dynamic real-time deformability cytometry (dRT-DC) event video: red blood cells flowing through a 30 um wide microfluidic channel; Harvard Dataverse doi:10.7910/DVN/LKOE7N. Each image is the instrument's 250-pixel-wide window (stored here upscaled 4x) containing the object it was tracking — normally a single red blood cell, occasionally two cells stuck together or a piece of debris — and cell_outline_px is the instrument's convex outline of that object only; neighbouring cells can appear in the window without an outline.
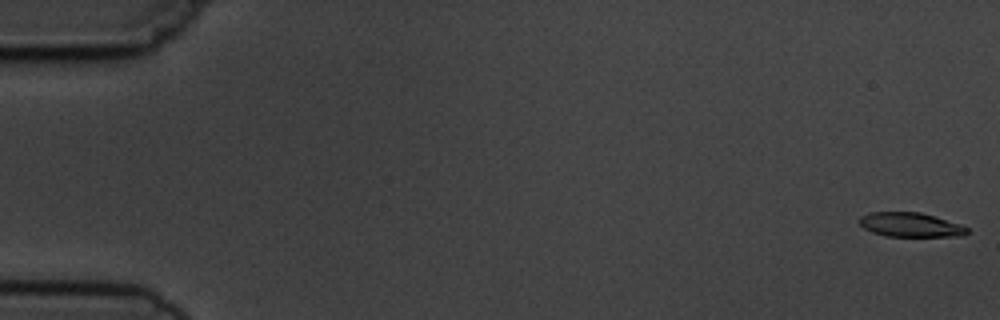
{"species": "common noctule bat (a hibernating species)", "species_latin": "Nyctalus noctula", "temperature_condition": "cold", "stored_images_in_passage": 6, "camera_frame_rate_fps": 3000, "um_per_image_px": 0.085, "animal": {"sex": "male", "body_mass_g": 19.5, "forearm_length_mm": 54.6}, "frame": {"image": 1, "passage_image": 1, "time_ms": 0.0, "image_size_px": [1000, 320], "cell_outline_px": [[968, 232], [964, 236], [884, 236], [872, 232], [864, 228], [860, 224], [860, 216], [868, 212], [920, 212], [936, 216], [960, 224], [968, 228]], "centroid_in_image_um": [77.39, 19.1], "position_along_channel_um": 7.6, "area_um2": 15.32}}